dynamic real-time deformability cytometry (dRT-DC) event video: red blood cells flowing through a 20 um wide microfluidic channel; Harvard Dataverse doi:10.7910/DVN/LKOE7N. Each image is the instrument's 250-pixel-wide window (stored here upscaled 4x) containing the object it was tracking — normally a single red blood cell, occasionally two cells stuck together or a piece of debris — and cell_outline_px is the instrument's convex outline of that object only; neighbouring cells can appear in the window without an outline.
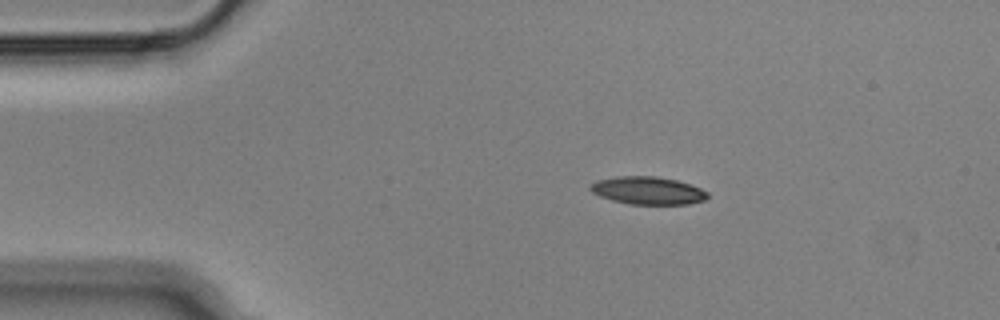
{"species": "Egyptian fruit bat (a non-hibernating species)", "species_latin": "Rousettus aegyptiacus", "temperature_condition": "cold", "stored_images_in_passage": 6, "camera_frame_rate_fps": 3000, "um_per_image_px": 0.085, "animal": {"sex": "male"}, "frame": {"image": 1, "passage_image": 2, "time_ms": 0.333, "image_size_px": [1000, 320], "cell_outline_px": [[708, 196], [704, 200], [688, 204], [628, 204], [612, 200], [600, 196], [592, 192], [588, 188], [588, 184], [596, 180], [616, 176], [656, 176], [676, 180], [700, 188], [708, 192]], "centroid_in_image_um": [55.01, 16.19], "position_along_channel_um": 30.0, "area_um2": 19.02}}